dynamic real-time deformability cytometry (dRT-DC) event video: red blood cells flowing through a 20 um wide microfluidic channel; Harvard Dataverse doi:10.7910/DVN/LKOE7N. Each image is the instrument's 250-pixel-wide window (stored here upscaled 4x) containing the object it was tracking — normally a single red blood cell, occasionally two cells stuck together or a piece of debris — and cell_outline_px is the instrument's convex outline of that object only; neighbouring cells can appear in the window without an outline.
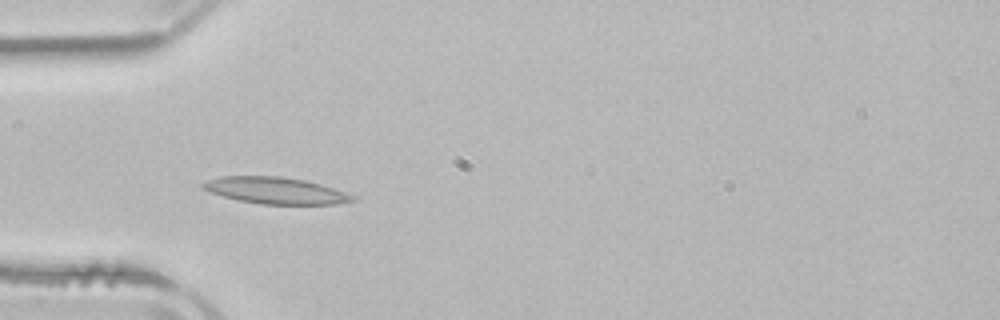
{"species": "common noctule bat (a hibernating species)", "species_latin": "Nyctalus noctula", "temperature_condition": "room temperature", "stored_images_in_passage": 3, "camera_frame_rate_fps": 3000, "um_per_image_px": 0.085, "animal": {"sex": "male", "body_mass_g": 21.5, "forearm_length_mm": 52.0}, "frame": {"image": 1, "passage_image": 2, "time_ms": 1.333, "image_size_px": [1000, 320], "cell_outline_px": [[356, 200], [336, 204], [260, 204], [240, 200], [208, 192], [200, 184], [208, 180], [220, 176], [280, 176], [304, 180], [320, 184], [344, 192], [352, 196]], "centroid_in_image_um": [23.38, 16.19], "position_along_channel_um": 61.6, "area_um2": 22.89}}
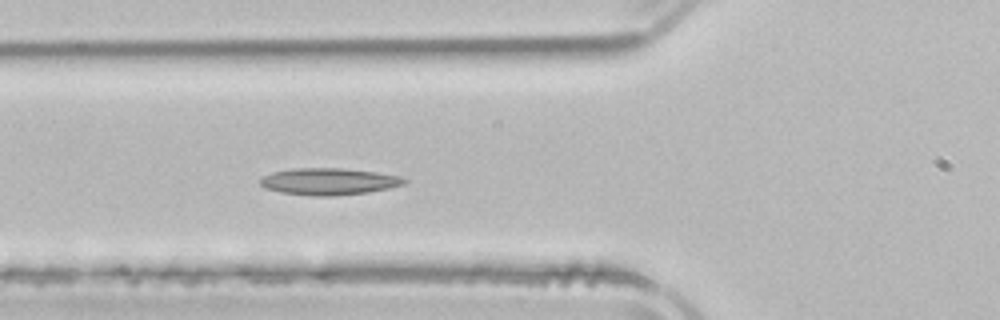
{"frame": {"image": 2, "passage_image": 3, "time_ms": 2.333, "image_size_px": [1000, 320], "cell_outline_px": [[408, 180], [404, 184], [388, 188], [368, 192], [332, 196], [312, 196], [280, 192], [264, 188], [260, 184], [260, 180], [264, 176], [272, 172], [292, 168], [340, 168], [376, 172], [400, 176]], "centroid_in_image_um": [27.93, 15.42], "position_along_channel_um": 97.9, "area_um2": 22.48}}